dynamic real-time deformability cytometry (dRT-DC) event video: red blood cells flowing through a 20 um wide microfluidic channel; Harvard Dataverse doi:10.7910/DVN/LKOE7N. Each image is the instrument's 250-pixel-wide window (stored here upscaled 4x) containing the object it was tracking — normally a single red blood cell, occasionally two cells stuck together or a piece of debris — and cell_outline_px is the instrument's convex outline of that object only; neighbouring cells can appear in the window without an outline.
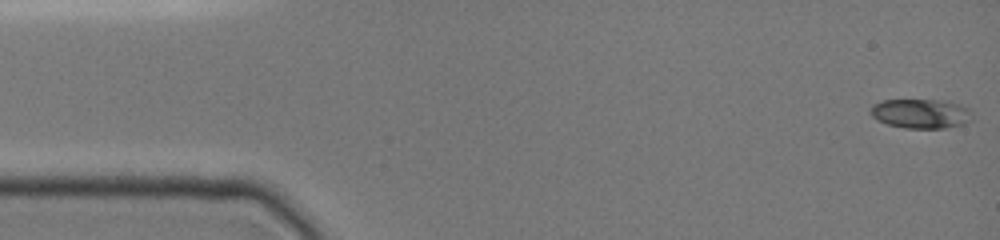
{"species": "common noctule bat (a hibernating species)", "species_latin": "Nyctalus noctula", "temperature_condition": "cold", "stored_images_in_passage": 11, "camera_frame_rate_fps": 3000, "um_per_image_px": 0.085, "animal": {"sex": "female", "body_mass_g": 19.0, "forearm_length_mm": 51.5}, "frame": {"image": 1, "passage_image": 1, "time_ms": 0.0, "image_size_px": [1000, 240], "cell_outline_px": [[972, 120], [964, 124], [948, 128], [904, 128], [888, 124], [876, 120], [872, 116], [872, 104], [880, 100], [948, 100], [960, 104], [968, 108]], "centroid_in_image_um": [78.29, 9.65], "position_along_channel_um": 6.7, "area_um2": 17.57}}
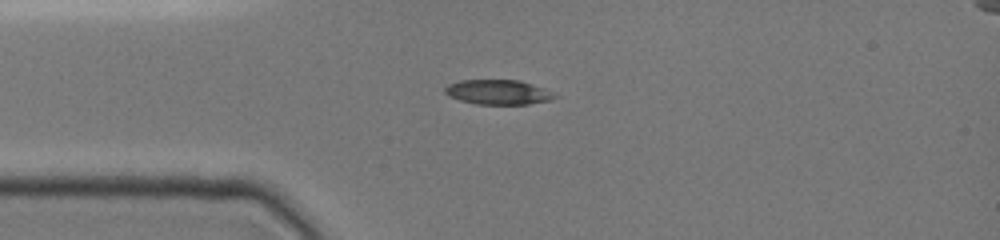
{"frame": {"image": 2, "passage_image": 10, "time_ms": 3.667, "image_size_px": [1000, 240], "cell_outline_px": [[560, 96], [552, 100], [528, 104], [476, 104], [460, 100], [448, 96], [444, 92], [444, 88], [448, 84], [460, 80], [520, 80], [544, 88]], "centroid_in_image_um": [42.35, 7.83], "position_along_channel_um": 42.6, "area_um2": 15.95}}